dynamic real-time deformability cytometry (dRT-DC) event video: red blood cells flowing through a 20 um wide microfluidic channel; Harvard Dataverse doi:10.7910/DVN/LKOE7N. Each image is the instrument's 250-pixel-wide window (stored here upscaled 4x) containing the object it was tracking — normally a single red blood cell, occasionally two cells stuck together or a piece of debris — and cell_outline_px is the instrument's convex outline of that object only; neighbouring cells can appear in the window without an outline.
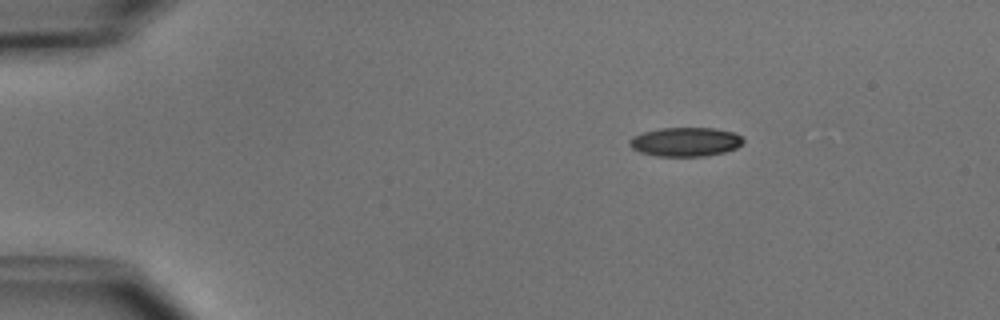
{"species": "common noctule bat (a hibernating species)", "species_latin": "Nyctalus noctula", "temperature_condition": "cold", "stored_images_in_passage": 3, "camera_frame_rate_fps": 3000, "um_per_image_px": 0.085, "animal": {"sex": "male", "body_mass_g": 15.6}, "frame": {"image": 1, "passage_image": 1, "time_ms": 0.0, "image_size_px": [1000, 320], "cell_outline_px": [[744, 140], [736, 148], [724, 152], [704, 156], [656, 156], [640, 152], [632, 148], [628, 144], [628, 140], [632, 136], [644, 132], [660, 128], [716, 128], [736, 132]], "centroid_in_image_um": [58.25, 12.05], "position_along_channel_um": 26.8, "area_um2": 19.31}}